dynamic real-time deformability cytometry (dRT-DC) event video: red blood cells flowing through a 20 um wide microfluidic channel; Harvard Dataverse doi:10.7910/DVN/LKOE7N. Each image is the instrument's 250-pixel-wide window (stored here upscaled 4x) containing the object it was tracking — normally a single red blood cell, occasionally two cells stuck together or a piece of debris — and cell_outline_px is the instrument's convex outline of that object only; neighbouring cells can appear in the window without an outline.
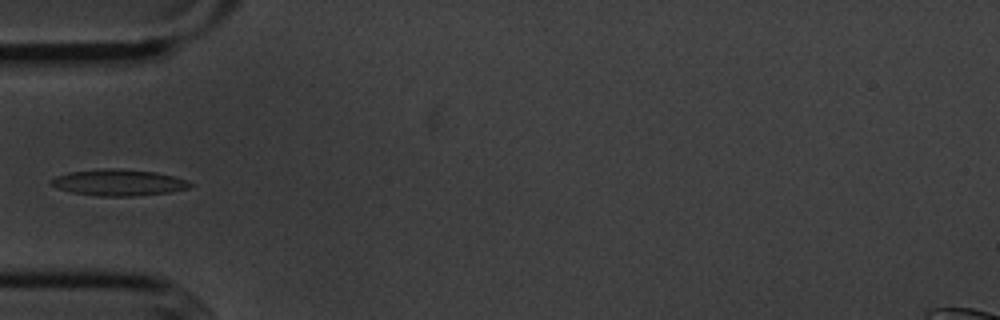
{"species": "common noctule bat (a hibernating species)", "species_latin": "Nyctalus noctula", "temperature_condition": "cold", "stored_images_in_passage": 5, "camera_frame_rate_fps": 3000, "um_per_image_px": 0.085, "animal": {"sex": "male", "body_mass_g": 20.1, "forearm_length_mm": 53.5}, "frame": {"image": 1, "passage_image": 5, "time_ms": 5.333, "image_size_px": [1000, 320], "cell_outline_px": [[196, 184], [188, 188], [168, 192], [132, 196], [96, 196], [72, 192], [56, 188], [48, 184], [48, 180], [56, 176], [68, 172], [104, 168], [120, 168], [156, 172], [172, 176]], "centroid_in_image_um": [10.01, 15.51], "position_along_channel_um": 75.0, "area_um2": 21.44}}